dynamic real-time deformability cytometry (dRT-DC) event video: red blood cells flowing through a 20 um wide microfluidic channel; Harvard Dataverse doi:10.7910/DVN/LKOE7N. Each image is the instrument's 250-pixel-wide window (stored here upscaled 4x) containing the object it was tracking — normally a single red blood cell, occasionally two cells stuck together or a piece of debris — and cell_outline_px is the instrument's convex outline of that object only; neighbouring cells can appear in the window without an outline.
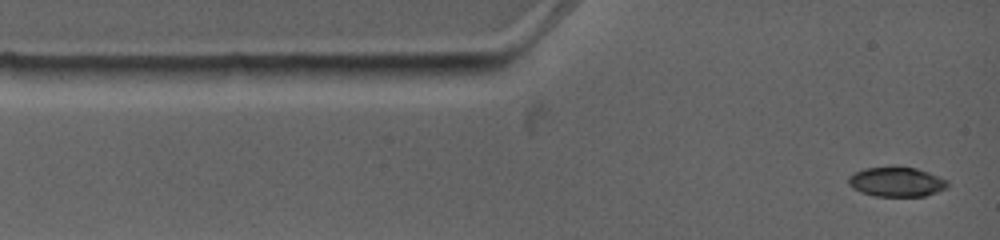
{"species": "common noctule bat (a hibernating species)", "species_latin": "Nyctalus noctula", "temperature_condition": "warm", "stored_images_in_passage": 10, "camera_frame_rate_fps": 4500, "um_per_image_px": 0.085, "animal": {"sex": "female", "body_mass_g": 19.0, "forearm_length_mm": 53.3}, "frame": {"image": 1, "passage_image": 1, "time_ms": 0.0, "image_size_px": [1000, 240], "cell_outline_px": [[948, 188], [924, 196], [876, 196], [860, 192], [852, 188], [848, 184], [848, 176], [864, 168], [916, 168], [928, 172], [948, 180]], "centroid_in_image_um": [76.2, 15.48], "position_along_channel_um": 8.8, "area_um2": 16.88}}
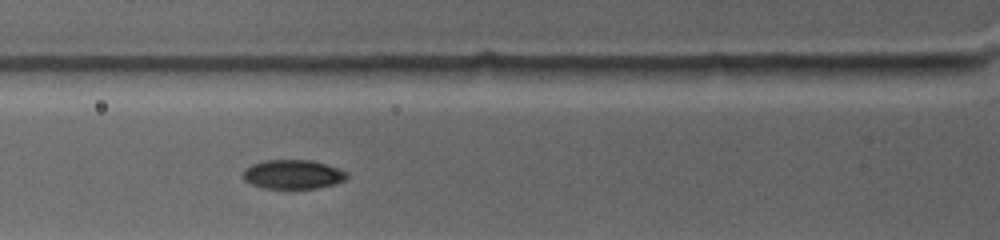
{"frame": {"image": 2, "passage_image": 5, "time_ms": 3.333, "image_size_px": [1000, 240], "cell_outline_px": [[348, 176], [344, 180], [332, 184], [316, 188], [264, 188], [252, 184], [244, 180], [240, 176], [244, 168], [252, 164], [264, 160], [312, 160], [348, 172]], "centroid_in_image_um": [24.83, 14.81], "position_along_channel_um": 101.0, "area_um2": 17.57}}
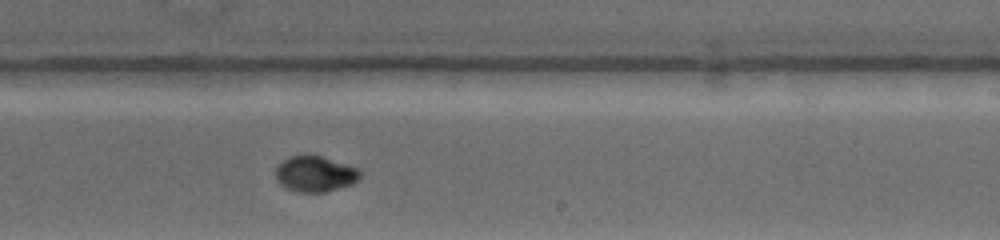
{"frame": {"image": 3, "passage_image": 10, "time_ms": 7.556, "image_size_px": [1000, 240], "cell_outline_px": [[364, 176], [360, 180], [352, 184], [324, 192], [296, 192], [280, 184], [276, 180], [276, 168], [288, 156], [304, 152], [320, 156], [360, 168]], "centroid_in_image_um": [26.82, 14.75], "position_along_channel_um": 262.2, "area_um2": 18.09}}